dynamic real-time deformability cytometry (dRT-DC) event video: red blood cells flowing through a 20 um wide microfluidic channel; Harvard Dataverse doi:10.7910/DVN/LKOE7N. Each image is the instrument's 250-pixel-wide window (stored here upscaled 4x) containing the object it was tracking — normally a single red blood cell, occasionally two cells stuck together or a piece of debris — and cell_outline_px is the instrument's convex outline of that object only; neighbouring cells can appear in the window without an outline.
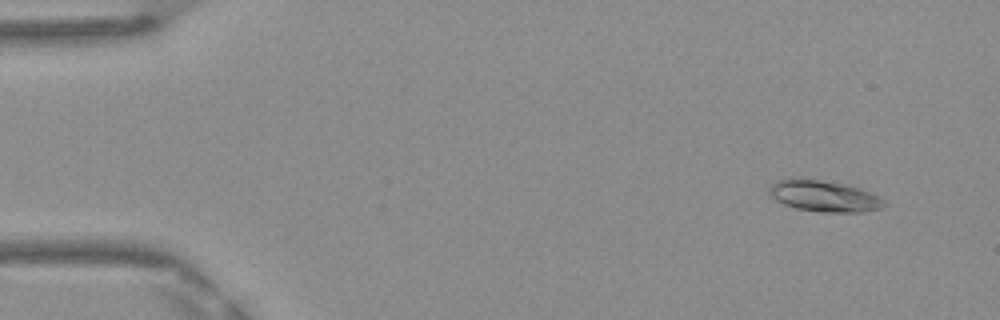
{"species": "Egyptian fruit bat (a non-hibernating species)", "species_latin": "Rousettus aegyptiacus", "temperature_condition": "warm", "stored_images_in_passage": 49, "camera_frame_rate_fps": 3000, "um_per_image_px": 0.085, "frame": {"image": 1, "passage_image": 4, "time_ms": 1.0, "image_size_px": [1000, 320], "cell_outline_px": [[888, 204], [880, 208], [860, 212], [820, 212], [796, 208], [784, 204], [776, 200], [768, 192], [768, 188], [776, 180], [788, 176], [800, 176], [844, 184], [868, 192], [884, 200]], "centroid_in_image_um": [69.94, 16.63], "position_along_channel_um": 15.1, "area_um2": 21.15}}
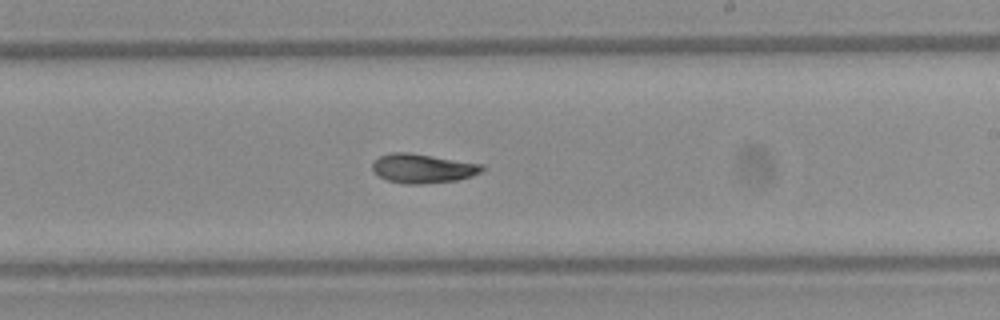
{"frame": {"image": 2, "passage_image": 29, "time_ms": 9.333, "image_size_px": [1000, 320], "cell_outline_px": [[484, 172], [472, 176], [456, 180], [424, 184], [404, 184], [388, 180], [380, 176], [372, 168], [372, 164], [380, 156], [392, 152], [408, 152], [484, 164]], "centroid_in_image_um": [35.99, 14.31], "position_along_channel_um": 253.0, "area_um2": 18.67}}
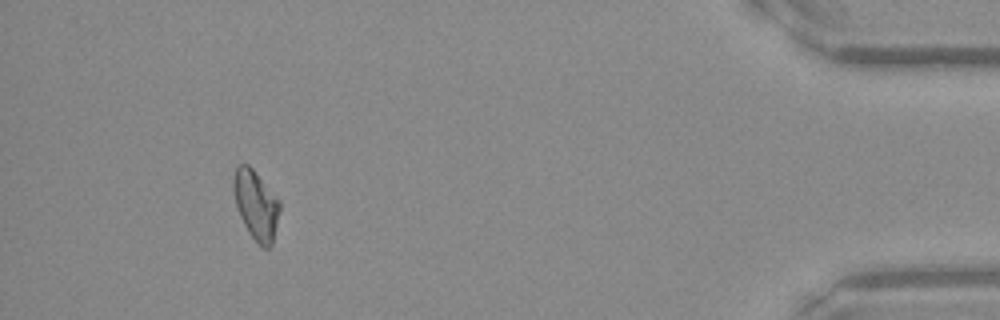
{"frame": {"image": 3, "passage_image": 45, "time_ms": 14.667, "image_size_px": [1000, 320], "cell_outline_px": [[280, 208], [272, 244], [268, 248], [260, 248], [248, 232], [240, 216], [236, 204], [232, 188], [232, 180], [236, 168], [240, 164], [248, 164], [252, 168], [280, 200]], "centroid_in_image_um": [21.75, 17.43], "position_along_channel_um": 413.5, "area_um2": 18.67}, "authors_computed_cell_mechanics": {"area_um2": 18.6694, "velocity_mm_per_s": 4.1827, "shape_relaxation_time_tau1_ms": 9.6632, "shape_relaxation_time_tau2_ms": null, "deformation_change_tau1": 0.2374, "deformation_change_tau2": null}}